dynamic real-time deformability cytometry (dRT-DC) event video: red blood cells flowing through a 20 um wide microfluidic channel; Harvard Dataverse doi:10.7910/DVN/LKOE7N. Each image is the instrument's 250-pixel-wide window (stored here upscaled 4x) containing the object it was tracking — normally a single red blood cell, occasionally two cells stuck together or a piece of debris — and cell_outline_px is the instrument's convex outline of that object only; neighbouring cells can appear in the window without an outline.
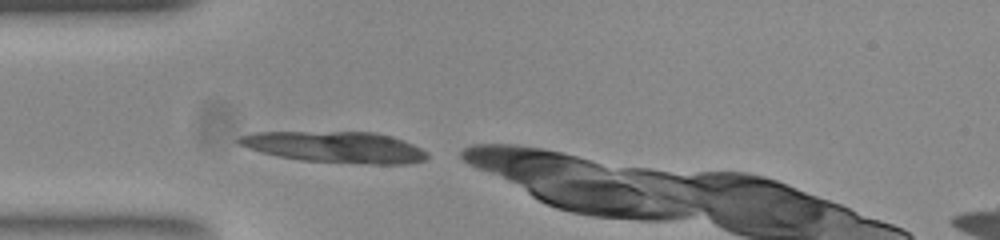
{"species": "common noctule bat (a hibernating species)", "species_latin": "Nyctalus noctula", "temperature_condition": "room temperature", "stored_images_in_passage": 12, "camera_frame_rate_fps": 3000, "um_per_image_px": 0.085, "animal": {"sex": "female", "body_mass_g": 23.0, "forearm_length_mm": 53.4}, "frame": {"image": 1, "passage_image": 1, "time_ms": 0.0, "image_size_px": [1000, 240], "cell_outline_px": [[428, 156], [420, 160], [400, 164], [376, 164], [300, 160], [280, 156], [264, 152], [240, 144], [236, 140], [240, 136], [260, 132], [372, 132], [388, 136], [400, 140], [424, 152]], "centroid_in_image_um": [28.43, 12.49], "position_along_channel_um": 56.6, "area_um2": 32.95}}